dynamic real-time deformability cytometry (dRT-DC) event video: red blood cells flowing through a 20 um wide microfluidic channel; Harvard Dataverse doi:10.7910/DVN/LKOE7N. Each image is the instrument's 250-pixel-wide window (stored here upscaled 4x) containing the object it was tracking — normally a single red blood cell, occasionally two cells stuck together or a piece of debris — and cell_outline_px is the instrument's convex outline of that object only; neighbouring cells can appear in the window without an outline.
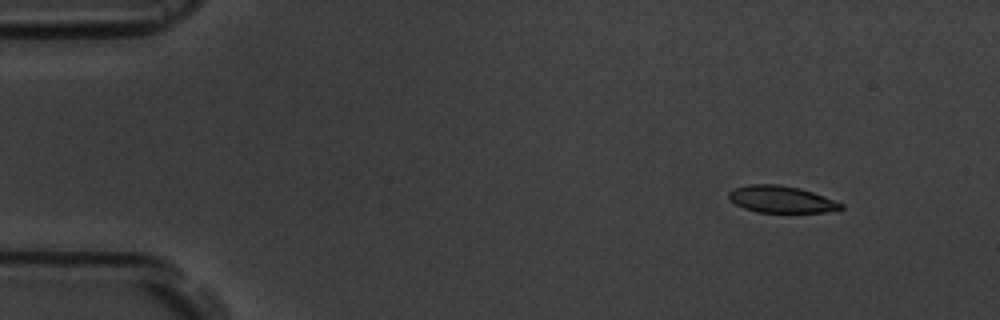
{"species": "common noctule bat (a hibernating species)", "species_latin": "Nyctalus noctula", "temperature_condition": "room temperature", "stored_images_in_passage": 6, "segment_of_instrument_passage": [1, 2], "camera_frame_rate_fps": 3000, "um_per_image_px": 0.085, "animal": {"sex": "male", "body_mass_g": 19.5, "forearm_length_mm": 54.6}, "frame": {"image": 1, "passage_image": 2, "time_ms": 1.333, "image_size_px": [1000, 320], "cell_outline_px": [[844, 208], [828, 212], [756, 212], [744, 208], [728, 200], [728, 192], [736, 188], [748, 184], [780, 184], [800, 188], [824, 196], [844, 204]], "centroid_in_image_um": [66.4, 16.94], "position_along_channel_um": 18.6, "area_um2": 17.63}}
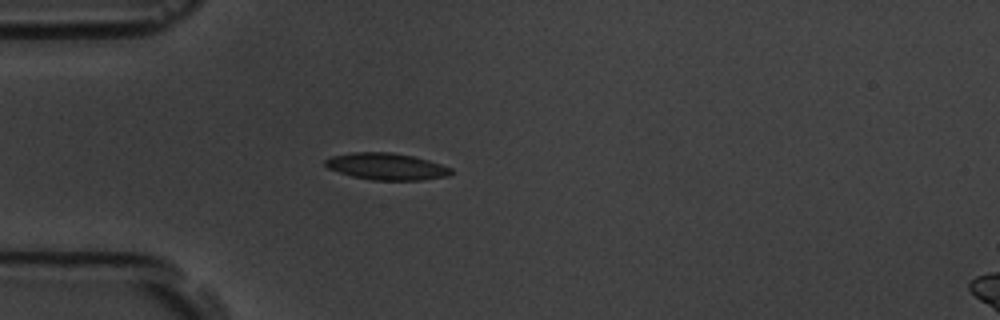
{"frame": {"image": 2, "passage_image": 5, "time_ms": 4.667, "image_size_px": [1000, 320], "cell_outline_px": [[452, 172], [448, 176], [420, 180], [372, 180], [352, 176], [328, 168], [324, 164], [324, 160], [332, 156], [352, 152], [392, 152], [412, 156], [428, 160], [452, 168]], "centroid_in_image_um": [32.84, 14.14], "position_along_channel_um": 52.2, "area_um2": 19.54}}